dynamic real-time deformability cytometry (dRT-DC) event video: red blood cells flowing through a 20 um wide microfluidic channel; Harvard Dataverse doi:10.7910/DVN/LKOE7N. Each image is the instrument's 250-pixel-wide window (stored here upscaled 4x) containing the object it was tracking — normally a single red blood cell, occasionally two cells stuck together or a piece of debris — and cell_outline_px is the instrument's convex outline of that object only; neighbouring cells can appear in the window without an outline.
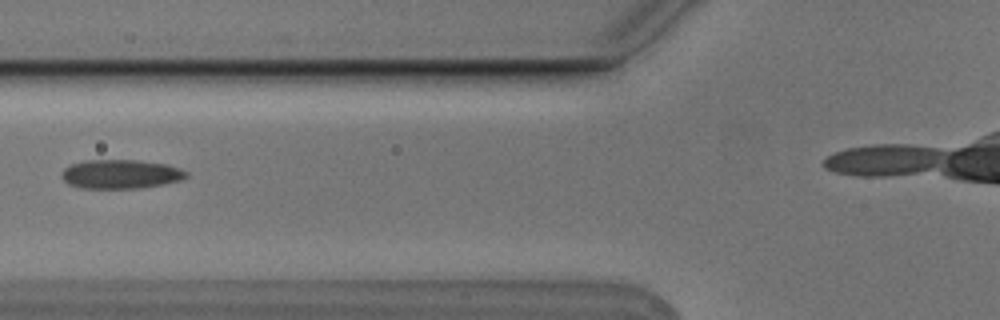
{"species": "Egyptian fruit bat (a non-hibernating species)", "species_latin": "Rousettus aegyptiacus", "temperature_condition": "cold", "stored_images_in_passage": 3, "camera_frame_rate_fps": 3000, "um_per_image_px": 0.085, "animal": {"sex": "male"}, "frame": {"image": 1, "passage_image": 3, "time_ms": 0.667, "image_size_px": [1000, 320], "cell_outline_px": [[188, 176], [180, 180], [164, 184], [140, 188], [80, 188], [68, 184], [60, 176], [60, 172], [64, 168], [72, 164], [84, 160], [136, 160], [164, 164], [180, 168], [188, 172]], "centroid_in_image_um": [10.23, 14.8], "position_along_channel_um": 115.6, "area_um2": 21.15}}